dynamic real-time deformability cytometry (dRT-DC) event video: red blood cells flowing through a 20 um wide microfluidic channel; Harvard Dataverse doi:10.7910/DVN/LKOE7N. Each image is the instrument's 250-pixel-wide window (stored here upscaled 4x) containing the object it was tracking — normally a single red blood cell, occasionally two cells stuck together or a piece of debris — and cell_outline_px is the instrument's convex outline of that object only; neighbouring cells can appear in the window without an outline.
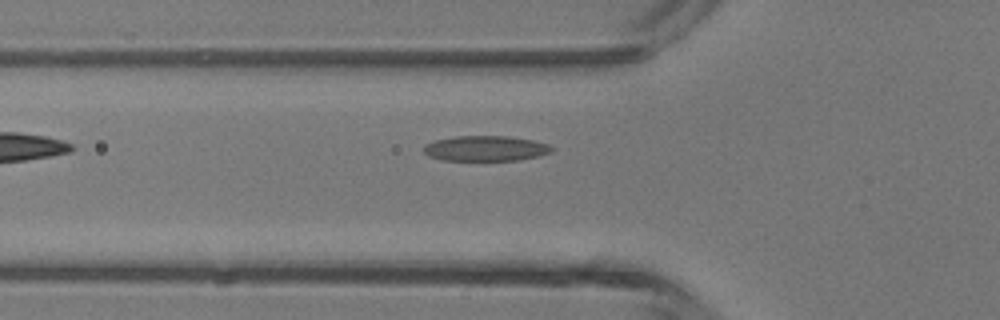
{"species": "common noctule bat (a hibernating species)", "species_latin": "Nyctalus noctula", "temperature_condition": "room temperature", "stored_images_in_passage": 32, "camera_frame_rate_fps": 3000, "um_per_image_px": 0.085, "animal": {"sex": "male", "body_mass_g": 13.3}, "frame": {"image": 1, "passage_image": 2, "time_ms": 0.333, "image_size_px": [1000, 320], "cell_outline_px": [[552, 152], [520, 160], [444, 160], [428, 156], [424, 152], [424, 144], [436, 140], [456, 136], [508, 136], [532, 140], [548, 144], [552, 148]], "centroid_in_image_um": [41.26, 12.61], "position_along_channel_um": 84.5, "area_um2": 18.73}}
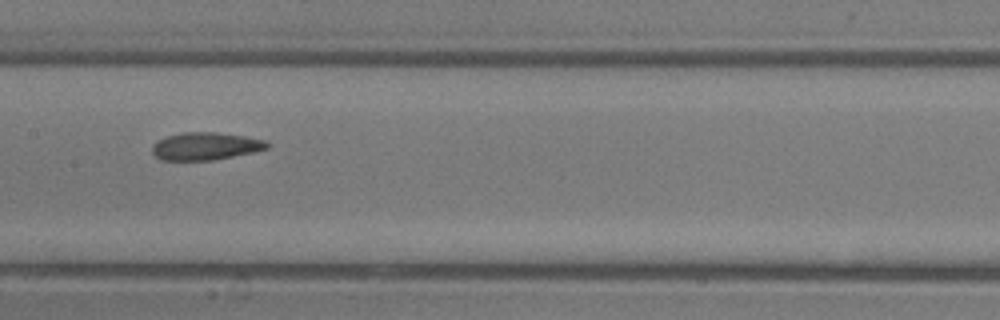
{"frame": {"image": 2, "passage_image": 9, "time_ms": 2.667, "image_size_px": [1000, 320], "cell_outline_px": [[268, 148], [252, 152], [212, 160], [160, 160], [152, 156], [152, 144], [168, 136], [184, 132], [216, 132], [244, 136], [264, 140], [268, 144]], "centroid_in_image_um": [17.41, 12.43], "position_along_channel_um": 190.0, "area_um2": 18.32}}
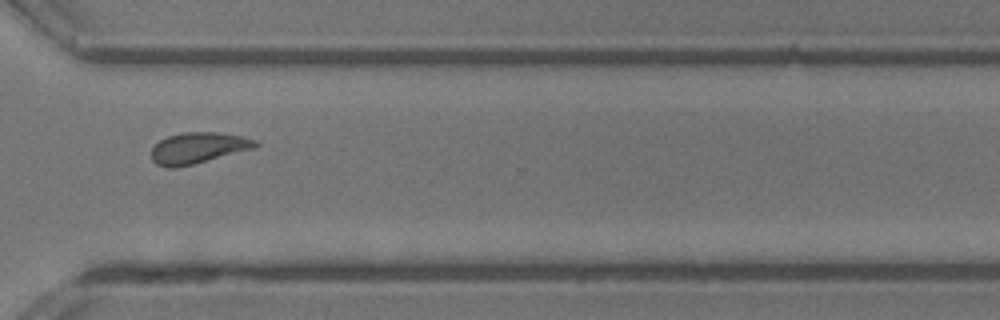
{"frame": {"image": 3, "passage_image": 20, "time_ms": 6.333, "image_size_px": [1000, 320], "cell_outline_px": [[260, 144], [256, 148], [176, 168], [168, 168], [156, 164], [152, 160], [152, 148], [160, 140], [168, 136], [184, 132], [220, 132], [240, 136], [256, 140]], "centroid_in_image_um": [16.85, 12.57], "position_along_channel_um": 353.8, "area_um2": 18.79}, "authors_computed_cell_mechanics": {"area_um2": 18.5538, "velocity_mm_per_s": 4.4792, "shape_relaxation_time_tau1_ms": 4.8638, "shape_relaxation_time_tau2_ms": 2.4512, "deformation_change_tau1": 0.1525, "deformation_change_tau2": 0.0924}}